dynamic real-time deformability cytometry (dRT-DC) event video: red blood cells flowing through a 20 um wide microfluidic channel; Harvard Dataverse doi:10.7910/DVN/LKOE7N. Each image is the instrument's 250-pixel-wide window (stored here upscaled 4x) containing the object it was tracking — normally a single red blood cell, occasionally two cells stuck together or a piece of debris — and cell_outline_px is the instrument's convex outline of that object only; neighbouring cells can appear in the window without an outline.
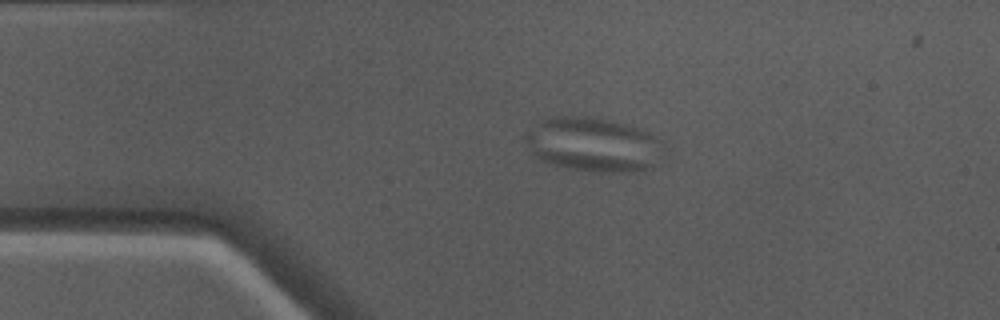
{"species": "Egyptian fruit bat (a non-hibernating species)", "species_latin": "Rousettus aegyptiacus", "temperature_condition": "warm", "stored_images_in_passage": 40, "camera_frame_rate_fps": 3000, "um_per_image_px": 0.085, "animal": {"sex": "male"}, "frame": {"image": 1, "passage_image": 1, "time_ms": 0.0, "image_size_px": [1000, 320], "cell_outline_px": [[660, 164], [648, 168], [628, 172], [600, 172], [572, 168], [548, 164], [540, 160], [532, 152], [524, 140], [524, 136], [540, 120], [548, 116], [588, 116], [608, 120], [624, 124], [648, 132], [656, 136], [660, 140]], "centroid_in_image_um": [50.4, 12.28], "position_along_channel_um": 34.6, "area_um2": 43.52}}
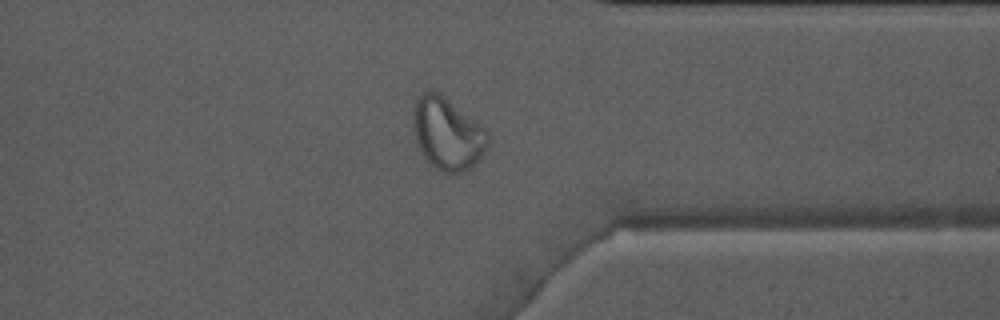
{"frame": {"image": 2, "passage_image": 29, "time_ms": 9.333, "image_size_px": [1000, 320], "cell_outline_px": [[492, 140], [480, 160], [476, 164], [464, 172], [452, 176], [440, 172], [424, 156], [416, 140], [412, 120], [416, 100], [428, 88], [432, 88], [440, 92], [484, 128], [492, 136]], "centroid_in_image_um": [38.08, 11.39], "position_along_channel_um": 373.3, "area_um2": 32.02}}